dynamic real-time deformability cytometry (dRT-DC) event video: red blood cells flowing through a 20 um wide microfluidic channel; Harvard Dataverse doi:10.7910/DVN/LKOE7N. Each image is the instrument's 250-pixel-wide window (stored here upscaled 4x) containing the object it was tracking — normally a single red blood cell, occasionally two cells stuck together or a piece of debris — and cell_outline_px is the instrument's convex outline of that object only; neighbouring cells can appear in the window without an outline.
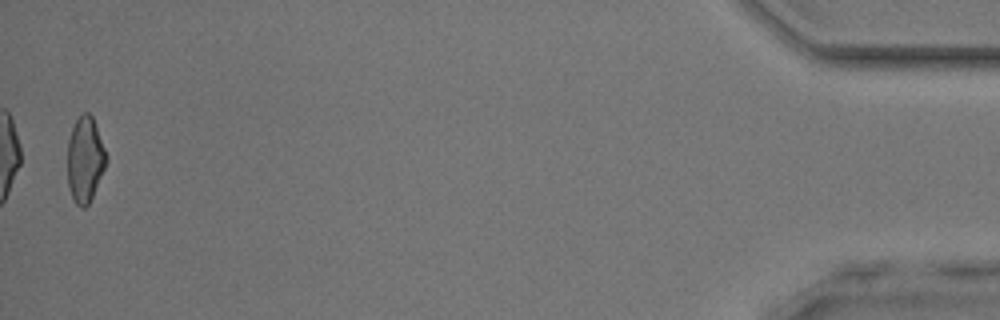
{"species": "common noctule bat (a hibernating species)", "species_latin": "Nyctalus noctula", "temperature_condition": "room temperature", "stored_images_in_passage": 46, "camera_frame_rate_fps": 3000, "um_per_image_px": 0.085, "animal": {"sex": "male", "body_mass_g": 17.9, "forearm_length_mm": 54.2}, "frame": {"image": 1, "passage_image": 46, "time_ms": 15.0, "image_size_px": [1000, 320], "cell_outline_px": [[108, 156], [104, 168], [92, 196], [88, 204], [84, 208], [80, 208], [76, 204], [72, 196], [68, 184], [68, 140], [72, 128], [80, 112], [88, 112], [92, 116]], "centroid_in_image_um": [7.22, 13.53], "position_along_channel_um": 428.0, "area_um2": 19.13}}